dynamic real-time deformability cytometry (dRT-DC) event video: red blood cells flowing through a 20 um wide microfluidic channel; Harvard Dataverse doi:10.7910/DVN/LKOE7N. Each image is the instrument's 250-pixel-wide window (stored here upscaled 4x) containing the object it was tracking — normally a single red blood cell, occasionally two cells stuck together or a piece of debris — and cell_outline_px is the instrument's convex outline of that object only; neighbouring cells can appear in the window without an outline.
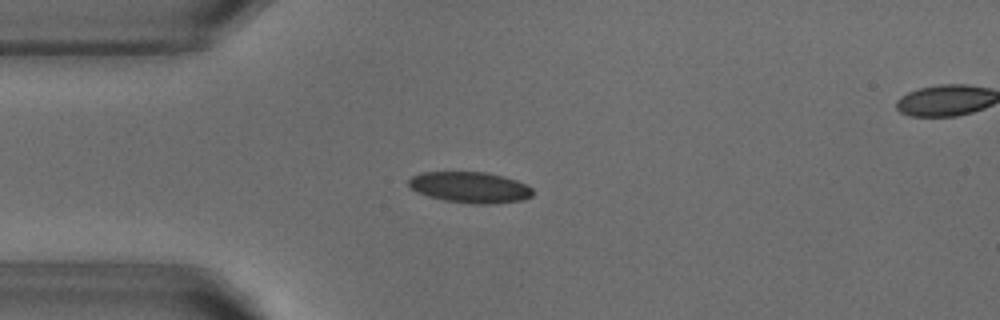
{"species": "common noctule bat (a hibernating species)", "species_latin": "Nyctalus noctula", "temperature_condition": "warm", "stored_images_in_passage": 52, "segment_of_instrument_passage": [1, 2], "camera_frame_rate_fps": 3000, "um_per_image_px": 0.085, "animal": {"sex": "male", "body_mass_g": 18.8}, "frame": {"image": 1, "passage_image": 12, "time_ms": 3.667, "image_size_px": [1000, 320], "cell_outline_px": [[536, 192], [532, 196], [524, 200], [496, 204], [472, 204], [444, 200], [428, 196], [416, 192], [408, 184], [408, 180], [412, 176], [420, 172], [488, 172], [504, 176], [516, 180], [532, 188]], "centroid_in_image_um": [39.98, 15.93], "position_along_channel_um": 45.0, "area_um2": 22.72}}
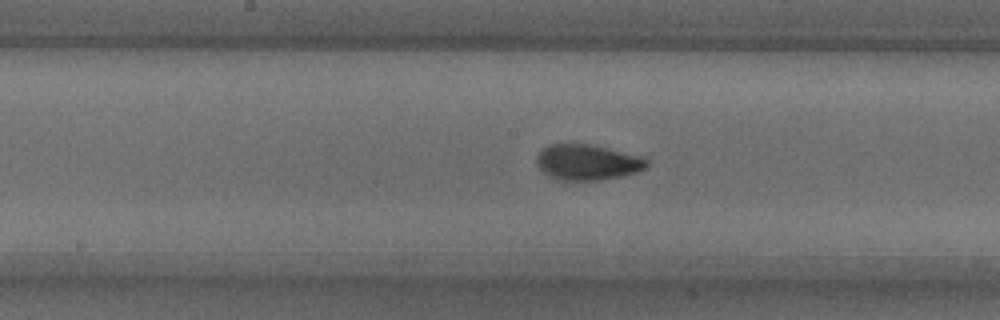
{"frame": {"image": 2, "passage_image": 25, "time_ms": 8.0, "image_size_px": [1000, 320], "cell_outline_px": [[648, 164], [644, 168], [636, 172], [620, 176], [600, 180], [556, 180], [548, 176], [536, 164], [536, 156], [544, 148], [552, 144], [588, 144], [640, 156], [648, 160]], "centroid_in_image_um": [49.89, 13.8], "position_along_channel_um": 198.3, "area_um2": 22.54}}
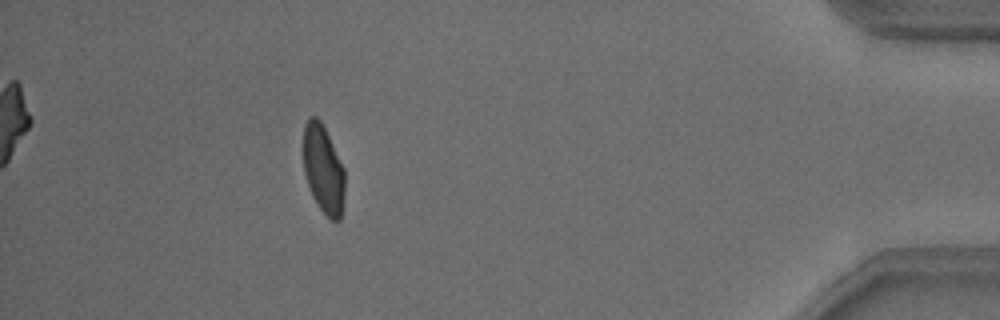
{"frame": {"image": 3, "passage_image": 46, "time_ms": 15.0, "image_size_px": [1000, 320], "cell_outline_px": [[344, 208], [340, 220], [332, 220], [320, 208], [312, 196], [304, 172], [304, 124], [308, 116], [316, 116], [320, 120], [344, 168]], "centroid_in_image_um": [27.49, 14.4], "position_along_channel_um": 407.7, "area_um2": 21.21}}